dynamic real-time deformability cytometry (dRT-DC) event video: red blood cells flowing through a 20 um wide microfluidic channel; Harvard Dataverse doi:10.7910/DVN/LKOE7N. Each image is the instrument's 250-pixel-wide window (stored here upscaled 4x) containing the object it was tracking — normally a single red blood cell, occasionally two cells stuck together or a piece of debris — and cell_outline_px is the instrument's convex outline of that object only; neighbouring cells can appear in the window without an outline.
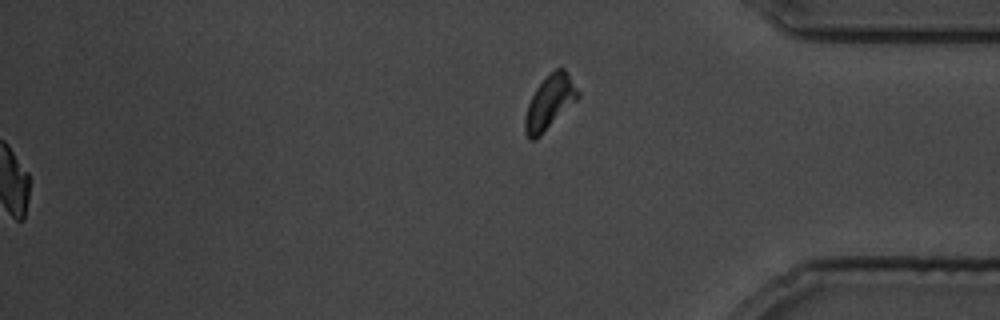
{"species": "common noctule bat (a hibernating species)", "species_latin": "Nyctalus noctula", "temperature_condition": "cold", "stored_images_in_passage": 121, "segment_of_instrument_passage": [2, 2], "camera_frame_rate_fps": 3000, "um_per_image_px": 0.085, "animal": {"sex": "male", "body_mass_g": 19.5, "forearm_length_mm": 54.6}, "frame": {"image": 1, "passage_image": 121, "time_ms": 40.0, "image_size_px": [1000, 320], "cell_outline_px": [[580, 96], [536, 140], [528, 140], [524, 132], [524, 116], [528, 104], [536, 88], [556, 68], [564, 68], [580, 92]], "centroid_in_image_um": [46.69, 8.74], "position_along_channel_um": 388.5, "area_um2": 16.36}}